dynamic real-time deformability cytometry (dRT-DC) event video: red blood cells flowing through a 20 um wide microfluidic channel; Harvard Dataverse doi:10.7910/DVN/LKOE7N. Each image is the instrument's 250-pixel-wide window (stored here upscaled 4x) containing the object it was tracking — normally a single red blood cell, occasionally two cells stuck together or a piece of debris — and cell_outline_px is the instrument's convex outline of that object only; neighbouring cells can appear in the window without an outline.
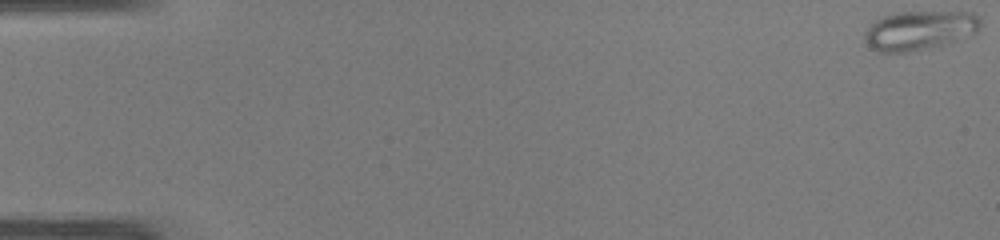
{"species": "common noctule bat (a hibernating species)", "species_latin": "Nyctalus noctula", "temperature_condition": "warm", "stored_images_in_passage": 45, "camera_frame_rate_fps": 3000, "um_per_image_px": 0.085, "animal": {"sex": "male", "body_mass_g": 19.0, "forearm_length_mm": 50.8}, "frame": {"image": 1, "passage_image": 1, "time_ms": 0.0, "image_size_px": [1000, 240], "cell_outline_px": [[980, 28], [976, 32], [940, 44], [908, 52], [876, 52], [864, 40], [864, 32], [876, 20], [884, 16], [900, 12], [972, 12], [980, 16]], "centroid_in_image_um": [78.12, 2.56], "position_along_channel_um": 6.9, "area_um2": 25.89}}
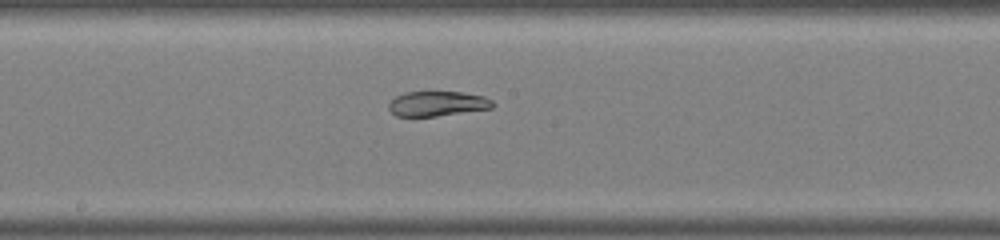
{"frame": {"image": 2, "passage_image": 27, "time_ms": 8.667, "image_size_px": [1000, 240], "cell_outline_px": [[496, 104], [492, 108], [436, 116], [396, 116], [388, 108], [388, 104], [396, 96], [404, 92], [464, 92], [484, 96], [492, 100]], "centroid_in_image_um": [37.19, 8.8], "position_along_channel_um": 211.0, "area_um2": 15.09}}
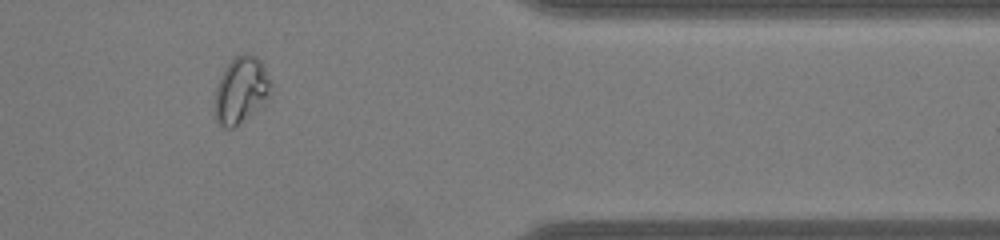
{"frame": {"image": 3, "passage_image": 41, "time_ms": 13.333, "image_size_px": [1000, 240], "cell_outline_px": [[272, 92], [268, 96], [232, 128], [224, 128], [216, 120], [216, 88], [220, 76], [224, 68], [236, 56], [244, 52], [256, 56], [260, 60], [272, 84]], "centroid_in_image_um": [20.48, 7.59], "position_along_channel_um": 390.9, "area_um2": 20.87}}